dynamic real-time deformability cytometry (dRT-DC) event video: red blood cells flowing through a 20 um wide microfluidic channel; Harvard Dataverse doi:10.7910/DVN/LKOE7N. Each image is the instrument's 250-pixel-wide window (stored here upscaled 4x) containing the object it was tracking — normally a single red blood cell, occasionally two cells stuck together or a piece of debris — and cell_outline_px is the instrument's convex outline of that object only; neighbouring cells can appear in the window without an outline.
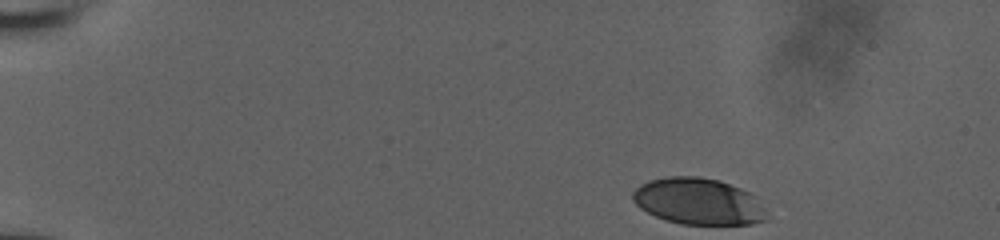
{"species": "human", "species_latin": "Homo sapiens", "temperature_condition": "room temperature", "stored_images_in_passage": 55, "camera_frame_rate_fps": 3000, "um_per_image_px": 0.085, "donor": {"sex": "male"}, "frame": {"image": 1, "passage_image": 1, "time_ms": 0.0, "image_size_px": [1000, 240], "cell_outline_px": [[768, 220], [752, 224], [680, 224], [656, 216], [640, 208], [632, 200], [632, 192], [640, 184], [648, 180], [668, 176], [700, 176], [720, 180], [740, 188], [756, 196], [764, 208]], "centroid_in_image_um": [59.36, 17.11], "position_along_channel_um": 25.6, "area_um2": 36.47}}
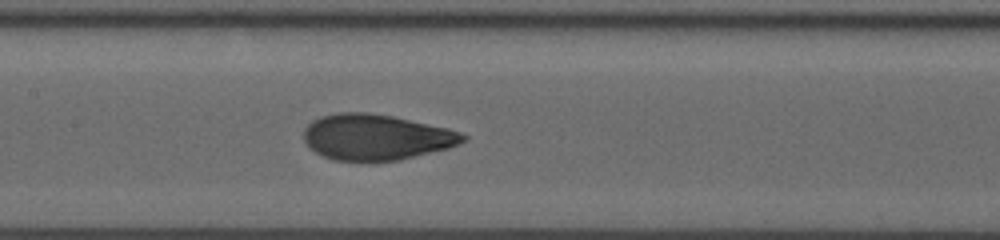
{"frame": {"image": 2, "passage_image": 37, "time_ms": 7.0, "image_size_px": [1000, 240], "cell_outline_px": [[468, 140], [448, 148], [400, 160], [332, 160], [316, 152], [304, 140], [304, 128], [312, 120], [320, 116], [336, 112], [368, 112], [392, 116], [448, 128], [460, 132], [468, 136]], "centroid_in_image_um": [31.98, 11.64], "position_along_channel_um": 175.4, "area_um2": 42.31}}
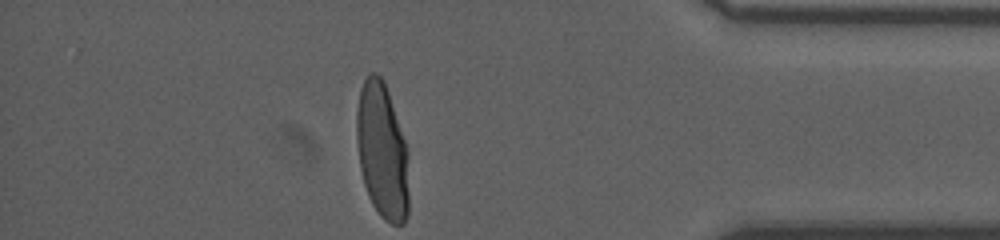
{"frame": {"image": 3, "passage_image": 55, "time_ms": 13.667, "image_size_px": [1000, 240], "cell_outline_px": [[408, 216], [404, 224], [392, 224], [384, 220], [380, 216], [372, 204], [368, 196], [364, 184], [360, 168], [356, 140], [356, 112], [360, 88], [368, 72], [376, 72], [380, 76], [388, 92], [408, 152]], "centroid_in_image_um": [32.47, 12.87], "position_along_channel_um": 402.7, "area_um2": 41.56}, "authors_computed_cell_mechanics": {"area_um2": 42.194, "velocity_mm_per_s": 3.8467, "shape_relaxation_time_tau1_ms": 4.704, "shape_relaxation_time_tau2_ms": null, "deformation_change_tau1": 0.2224, "deformation_change_tau2": null}}